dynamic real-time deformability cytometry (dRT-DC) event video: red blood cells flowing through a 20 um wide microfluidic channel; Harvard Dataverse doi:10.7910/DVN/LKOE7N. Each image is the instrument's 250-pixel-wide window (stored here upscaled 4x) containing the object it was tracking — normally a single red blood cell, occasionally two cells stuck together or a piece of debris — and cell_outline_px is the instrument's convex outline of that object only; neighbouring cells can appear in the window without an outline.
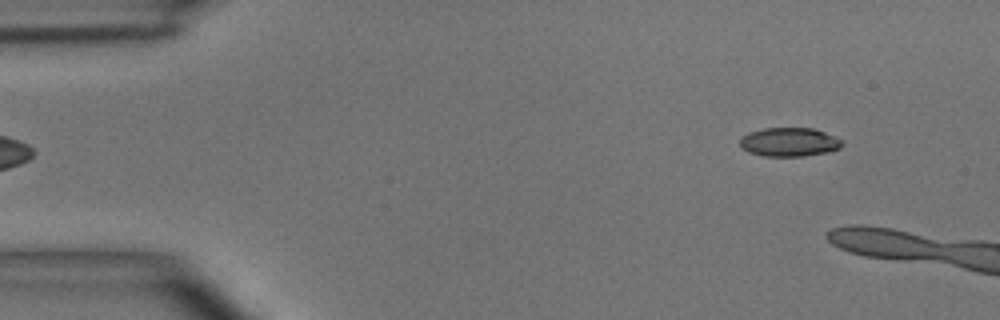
{"species": "common noctule bat (a hibernating species)", "species_latin": "Nyctalus noctula", "temperature_condition": "room temperature", "stored_images_in_passage": 6, "camera_frame_rate_fps": 3000, "um_per_image_px": 0.085, "animal": {"sex": "male", "body_mass_g": 15.6}, "frame": {"image": 1, "passage_image": 2, "time_ms": 0.333, "image_size_px": [1000, 320], "cell_outline_px": [[844, 144], [840, 148], [828, 152], [804, 156], [764, 156], [748, 152], [740, 148], [740, 136], [748, 132], [764, 128], [812, 128], [824, 132], [844, 140]], "centroid_in_image_um": [67.07, 12.07], "position_along_channel_um": 17.9, "area_um2": 17.4}}